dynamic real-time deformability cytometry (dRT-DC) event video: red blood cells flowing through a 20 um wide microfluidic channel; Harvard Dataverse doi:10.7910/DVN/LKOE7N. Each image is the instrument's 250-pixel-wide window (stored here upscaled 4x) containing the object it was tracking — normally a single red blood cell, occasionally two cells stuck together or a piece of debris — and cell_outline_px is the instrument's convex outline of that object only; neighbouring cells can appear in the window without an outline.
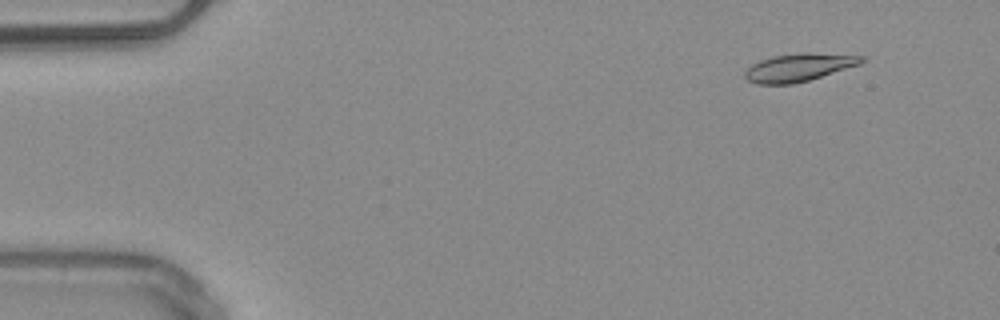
{"species": "common noctule bat (a hibernating species)", "species_latin": "Nyctalus noctula", "temperature_condition": "warm", "stored_images_in_passage": 12, "camera_frame_rate_fps": 3000, "um_per_image_px": 0.085, "animal": {"sex": "male", "body_mass_g": 20.4}, "frame": {"image": 1, "passage_image": 2, "time_ms": 0.333, "image_size_px": [1000, 320], "cell_outline_px": [[864, 60], [860, 64], [808, 80], [792, 84], [756, 84], [748, 80], [744, 76], [744, 72], [752, 64], [760, 60], [772, 56], [804, 52], [808, 52], [864, 56]], "centroid_in_image_um": [67.86, 5.72], "position_along_channel_um": 17.1, "area_um2": 18.79}}
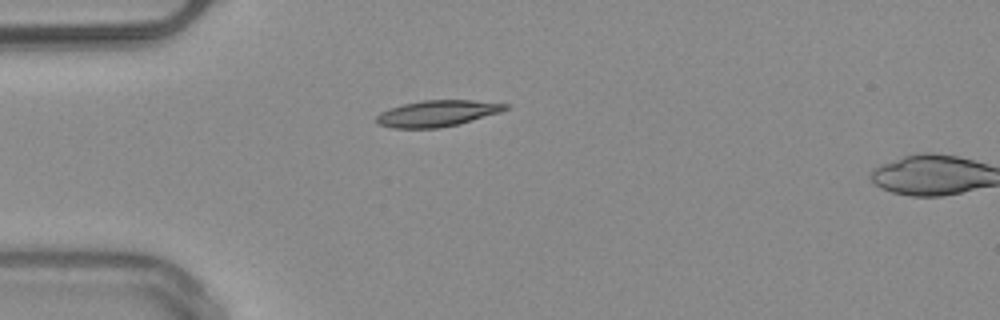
{"frame": {"image": 2, "passage_image": 11, "time_ms": 3.333, "image_size_px": [1000, 320], "cell_outline_px": [[512, 108], [500, 112], [456, 124], [440, 128], [392, 128], [380, 124], [376, 120], [376, 116], [380, 112], [388, 108], [404, 104], [424, 100], [472, 100], [508, 104]], "centroid_in_image_um": [37.16, 9.63], "position_along_channel_um": 47.8, "area_um2": 19.54}}